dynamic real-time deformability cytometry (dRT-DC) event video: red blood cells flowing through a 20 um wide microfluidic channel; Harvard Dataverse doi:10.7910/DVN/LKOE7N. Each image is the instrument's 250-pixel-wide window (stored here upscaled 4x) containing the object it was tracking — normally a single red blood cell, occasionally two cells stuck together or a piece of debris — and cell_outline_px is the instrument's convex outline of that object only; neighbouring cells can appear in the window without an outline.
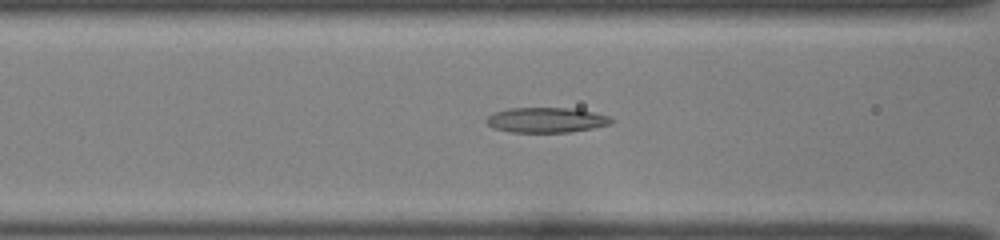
{"species": "common noctule bat (a hibernating species)", "species_latin": "Nyctalus noctula", "temperature_condition": "room temperature", "stored_images_in_passage": 38, "camera_frame_rate_fps": 3000, "um_per_image_px": 0.085, "animal": {"sex": "female", "body_mass_g": 22.0, "forearm_length_mm": 56.7}, "frame": {"image": 1, "passage_image": 14, "time_ms": 4.333, "image_size_px": [1000, 240], "cell_outline_px": [[612, 124], [572, 132], [512, 132], [496, 128], [488, 124], [484, 120], [488, 116], [496, 112], [508, 108], [576, 108], [608, 116], [612, 120]], "centroid_in_image_um": [46.45, 10.2], "position_along_channel_um": 120.2, "area_um2": 18.15}}
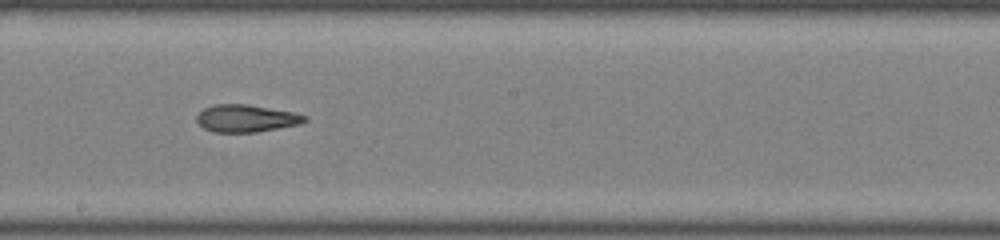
{"frame": {"image": 2, "passage_image": 22, "time_ms": 7.0, "image_size_px": [1000, 240], "cell_outline_px": [[308, 120], [296, 124], [256, 132], [212, 132], [204, 128], [196, 120], [196, 116], [204, 108], [216, 104], [248, 104], [292, 112], [308, 116]], "centroid_in_image_um": [20.89, 10.05], "position_along_channel_um": 227.3, "area_um2": 16.99}}
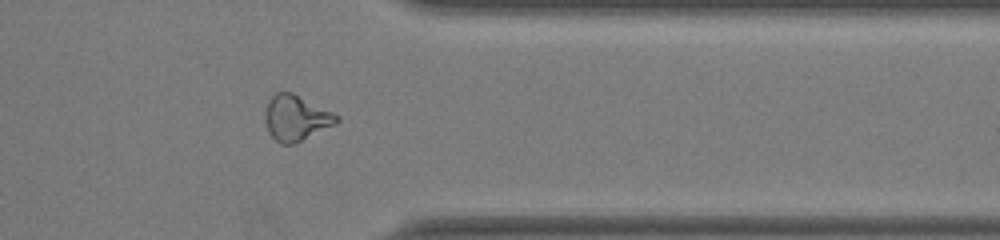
{"frame": {"image": 3, "passage_image": 34, "time_ms": 11.0, "image_size_px": [1000, 240], "cell_outline_px": [[340, 120], [336, 124], [296, 144], [280, 144], [268, 132], [264, 120], [264, 112], [268, 100], [276, 92], [292, 92], [340, 116]], "centroid_in_image_um": [25.15, 10.04], "position_along_channel_um": 386.3, "area_um2": 19.19}}